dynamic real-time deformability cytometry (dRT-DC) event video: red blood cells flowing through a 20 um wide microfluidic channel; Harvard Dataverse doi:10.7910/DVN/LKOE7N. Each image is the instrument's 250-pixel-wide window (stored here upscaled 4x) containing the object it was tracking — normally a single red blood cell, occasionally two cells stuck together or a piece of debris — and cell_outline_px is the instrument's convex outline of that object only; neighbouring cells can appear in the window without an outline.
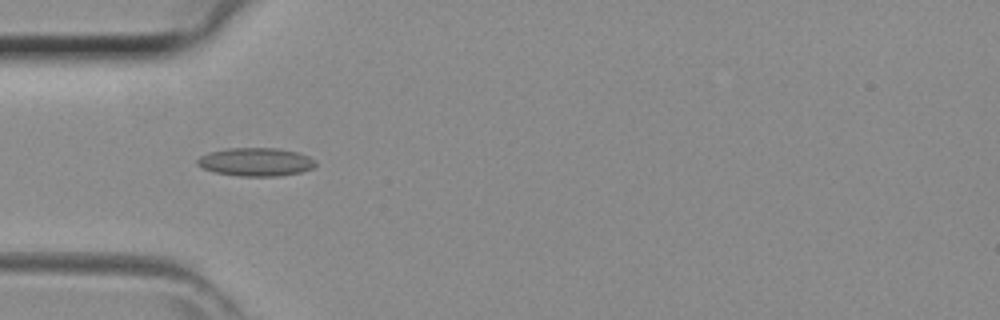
{"species": "common noctule bat (a hibernating species)", "species_latin": "Nyctalus noctula", "temperature_condition": "room temperature", "stored_images_in_passage": 31, "camera_frame_rate_fps": 3000, "um_per_image_px": 0.085, "animal": {"sex": "female", "body_mass_g": 29.2, "forearm_length_mm": 56.3}, "frame": {"image": 1, "passage_image": 1, "time_ms": 0.0, "image_size_px": [1000, 320], "cell_outline_px": [[316, 168], [300, 172], [280, 176], [240, 176], [212, 172], [200, 168], [196, 164], [196, 160], [200, 156], [208, 152], [224, 148], [280, 148], [296, 152], [308, 156], [316, 160]], "centroid_in_image_um": [21.72, 13.76], "position_along_channel_um": 63.3, "area_um2": 19.88}}
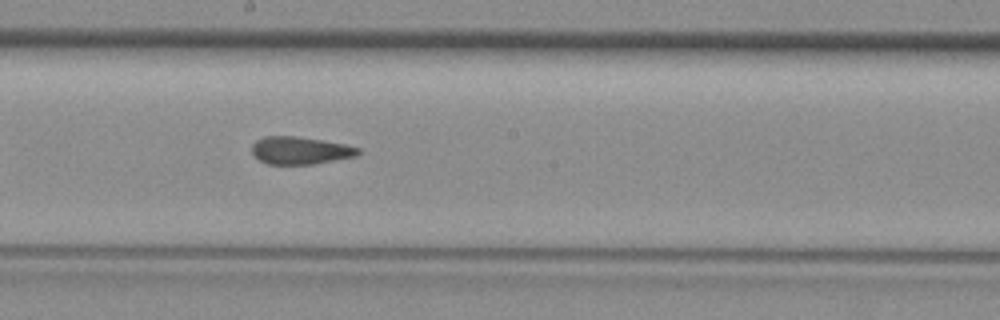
{"frame": {"image": 2, "passage_image": 11, "time_ms": 3.333, "image_size_px": [1000, 320], "cell_outline_px": [[360, 152], [356, 156], [312, 164], [268, 164], [252, 156], [252, 144], [256, 140], [264, 136], [296, 136], [324, 140], [344, 144], [360, 148]], "centroid_in_image_um": [25.49, 12.78], "position_along_channel_um": 222.7, "area_um2": 17.11}}
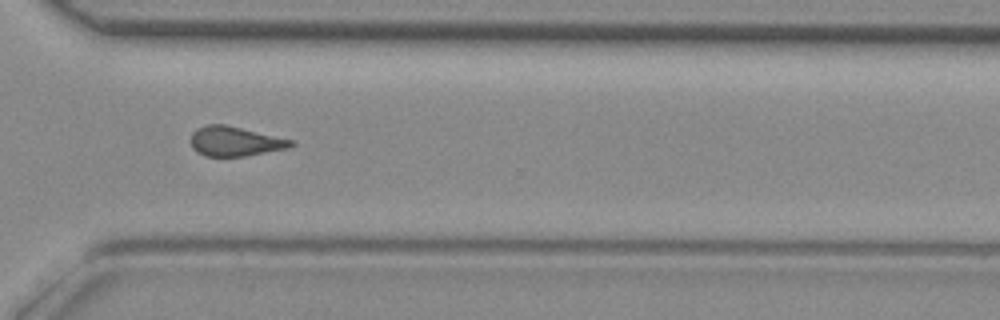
{"frame": {"image": 3, "passage_image": 19, "time_ms": 6.0, "image_size_px": [1000, 320], "cell_outline_px": [[296, 144], [288, 148], [244, 156], [204, 156], [196, 152], [192, 148], [192, 132], [196, 128], [208, 124], [224, 124], [292, 140]], "centroid_in_image_um": [19.94, 12.01], "position_along_channel_um": 350.7, "area_um2": 17.11}}